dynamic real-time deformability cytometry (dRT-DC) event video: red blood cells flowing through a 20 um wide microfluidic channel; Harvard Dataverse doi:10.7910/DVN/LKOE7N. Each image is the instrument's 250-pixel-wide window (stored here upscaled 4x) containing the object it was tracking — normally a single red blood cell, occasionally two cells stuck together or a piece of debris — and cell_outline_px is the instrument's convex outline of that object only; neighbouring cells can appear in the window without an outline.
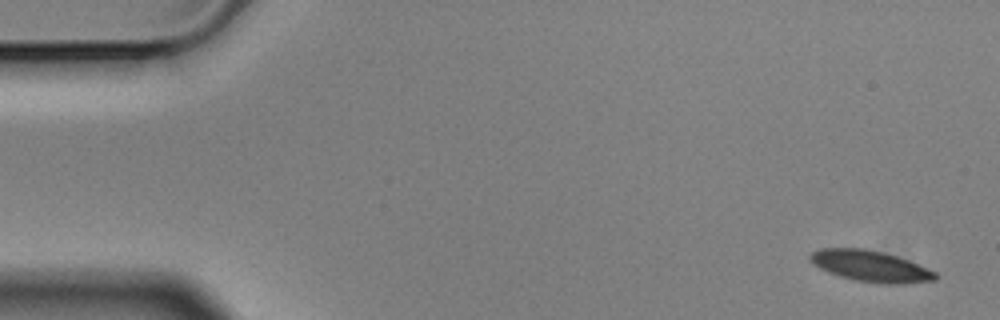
{"species": "Egyptian fruit bat (a non-hibernating species)", "species_latin": "Rousettus aegyptiacus", "temperature_condition": "cold", "stored_images_in_passage": 6, "camera_frame_rate_fps": 3000, "um_per_image_px": 0.085, "animal": {"sex": "male"}, "frame": {"image": 1, "passage_image": 1, "time_ms": 0.0, "image_size_px": [1000, 320], "cell_outline_px": [[936, 280], [904, 284], [884, 284], [856, 280], [840, 276], [828, 272], [812, 264], [808, 260], [808, 256], [812, 252], [820, 248], [864, 248], [896, 256], [908, 260], [936, 272]], "centroid_in_image_um": [73.96, 22.62], "position_along_channel_um": 11.0, "area_um2": 22.66}}
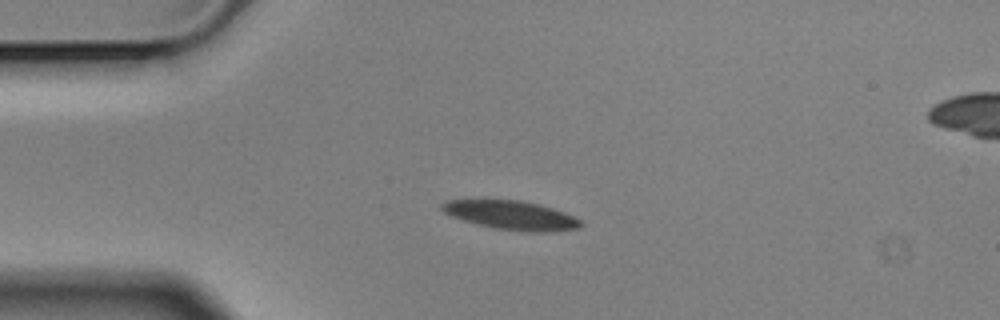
{"frame": {"image": 2, "passage_image": 4, "time_ms": 1.0, "image_size_px": [1000, 320], "cell_outline_px": [[584, 224], [580, 228], [552, 232], [524, 232], [492, 228], [476, 224], [452, 216], [444, 212], [440, 208], [440, 204], [444, 200], [484, 196], [520, 200], [540, 204], [576, 216]], "centroid_in_image_um": [43.38, 18.24], "position_along_channel_um": 41.6, "area_um2": 24.8}}